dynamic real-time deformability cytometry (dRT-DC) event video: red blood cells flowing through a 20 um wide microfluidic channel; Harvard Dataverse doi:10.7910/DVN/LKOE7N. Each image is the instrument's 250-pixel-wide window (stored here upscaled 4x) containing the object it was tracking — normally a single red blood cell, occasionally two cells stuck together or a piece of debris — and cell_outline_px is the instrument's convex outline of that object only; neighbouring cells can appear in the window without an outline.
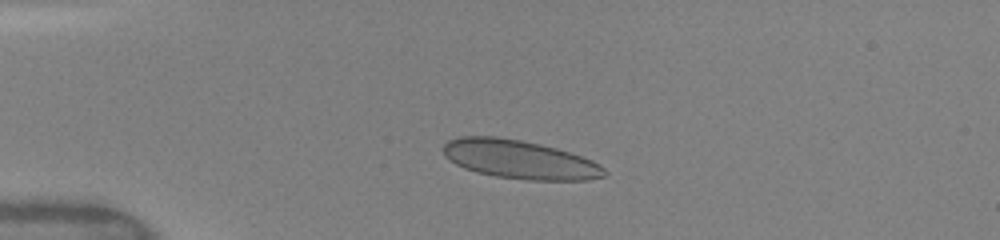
{"species": "human", "species_latin": "Homo sapiens", "temperature_condition": "warm", "stored_images_in_passage": 67, "camera_frame_rate_fps": 3000, "um_per_image_px": 0.085, "donor": {"sex": "female"}, "frame": {"image": 1, "passage_image": 10, "time_ms": 1.667, "image_size_px": [1000, 240], "cell_outline_px": [[608, 172], [604, 176], [588, 180], [528, 180], [496, 176], [476, 172], [464, 168], [456, 164], [444, 156], [444, 144], [448, 140], [460, 136], [496, 136], [520, 140], [540, 144], [556, 148], [592, 160], [600, 164]], "centroid_in_image_um": [44.16, 13.55], "position_along_channel_um": 40.8, "area_um2": 36.24}}
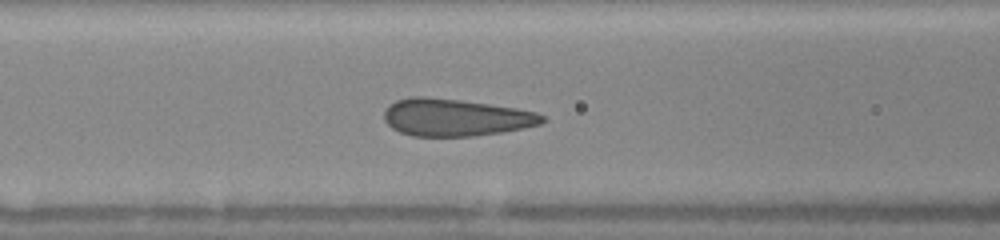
{"frame": {"image": 2, "passage_image": 24, "time_ms": 4.667, "image_size_px": [1000, 240], "cell_outline_px": [[548, 120], [540, 124], [524, 128], [500, 132], [472, 136], [412, 136], [400, 132], [392, 128], [384, 120], [384, 112], [388, 104], [396, 100], [412, 96], [424, 96], [460, 100], [516, 108], [536, 112], [544, 116]], "centroid_in_image_um": [38.7, 9.98], "position_along_channel_um": 127.9, "area_um2": 34.39}}
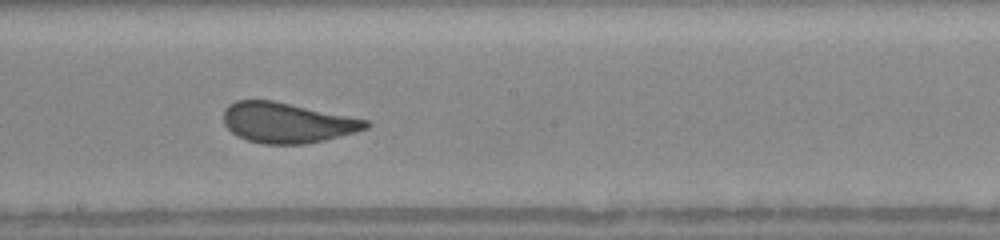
{"frame": {"image": 3, "passage_image": 42, "time_ms": 7.0, "image_size_px": [1000, 240], "cell_outline_px": [[372, 124], [368, 128], [356, 132], [324, 140], [304, 144], [264, 144], [248, 140], [236, 136], [224, 124], [224, 108], [228, 104], [236, 100], [272, 100], [368, 120]], "centroid_in_image_um": [24.39, 10.43], "position_along_channel_um": 223.8, "area_um2": 33.35}}